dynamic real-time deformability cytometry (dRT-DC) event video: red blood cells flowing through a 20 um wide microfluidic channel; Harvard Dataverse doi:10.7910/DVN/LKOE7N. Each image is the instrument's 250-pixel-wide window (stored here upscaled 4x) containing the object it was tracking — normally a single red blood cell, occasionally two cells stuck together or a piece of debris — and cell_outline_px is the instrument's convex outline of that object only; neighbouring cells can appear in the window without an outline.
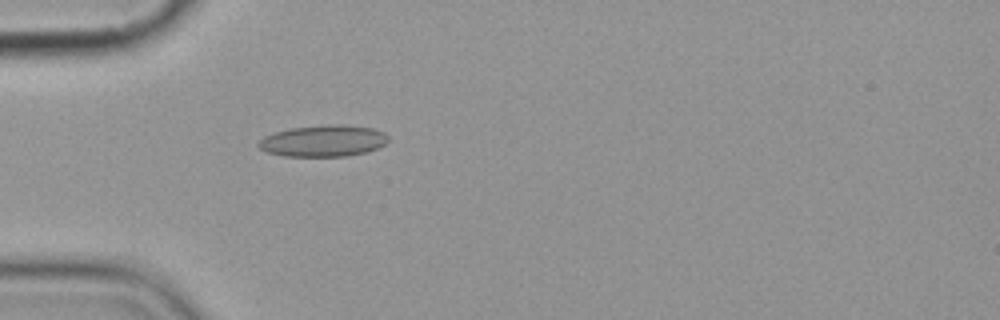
{"species": "common noctule bat (a hibernating species)", "species_latin": "Nyctalus noctula", "temperature_condition": "cold", "stored_images_in_passage": 5, "camera_frame_rate_fps": 3000, "um_per_image_px": 0.085, "animal": {"sex": "female", "body_mass_g": 19.9}, "frame": {"image": 1, "passage_image": 5, "time_ms": 5.333, "image_size_px": [1000, 320], "cell_outline_px": [[388, 140], [384, 144], [368, 152], [348, 156], [284, 156], [268, 152], [260, 148], [256, 144], [264, 136], [288, 128], [328, 124], [340, 124], [372, 128], [384, 132], [388, 136]], "centroid_in_image_um": [27.48, 11.97], "position_along_channel_um": 57.5, "area_um2": 23.87}}